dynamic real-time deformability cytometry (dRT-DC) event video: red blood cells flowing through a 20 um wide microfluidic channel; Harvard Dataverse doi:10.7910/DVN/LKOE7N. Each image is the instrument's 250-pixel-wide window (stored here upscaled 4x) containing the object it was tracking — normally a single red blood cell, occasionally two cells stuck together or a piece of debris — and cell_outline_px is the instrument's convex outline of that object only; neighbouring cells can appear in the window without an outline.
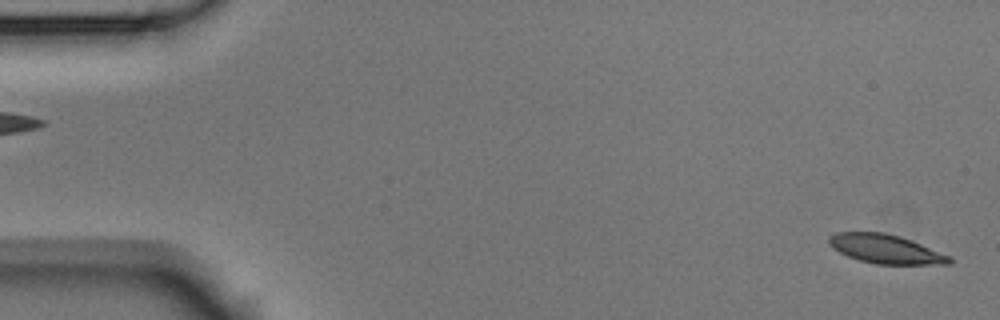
{"species": "Egyptian fruit bat (a non-hibernating species)", "species_latin": "Rousettus aegyptiacus", "temperature_condition": "room temperature", "stored_images_in_passage": 5, "segment_of_instrument_passage": [2, 2], "camera_frame_rate_fps": 3000, "um_per_image_px": 0.085, "animal": {"sex": "male"}, "frame": {"image": 1, "passage_image": 5, "time_ms": 1.333, "image_size_px": [1000, 320], "cell_outline_px": [[952, 264], [876, 264], [860, 260], [848, 256], [840, 252], [828, 244], [828, 236], [836, 232], [884, 232], [900, 236], [952, 256]], "centroid_in_image_um": [75.29, 21.16], "position_along_channel_um": 9.7, "area_um2": 20.35}}